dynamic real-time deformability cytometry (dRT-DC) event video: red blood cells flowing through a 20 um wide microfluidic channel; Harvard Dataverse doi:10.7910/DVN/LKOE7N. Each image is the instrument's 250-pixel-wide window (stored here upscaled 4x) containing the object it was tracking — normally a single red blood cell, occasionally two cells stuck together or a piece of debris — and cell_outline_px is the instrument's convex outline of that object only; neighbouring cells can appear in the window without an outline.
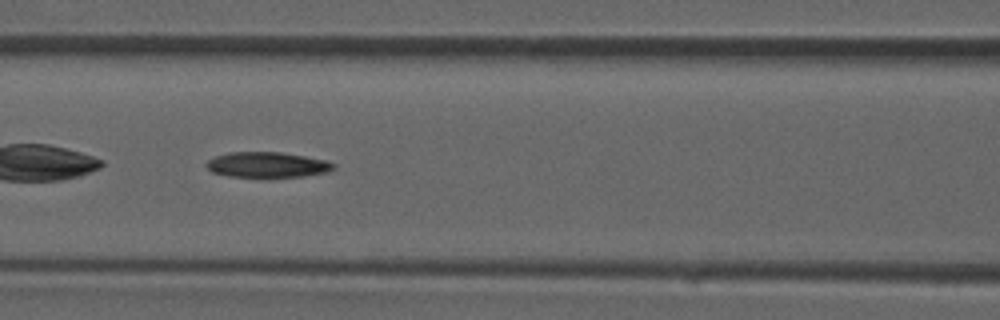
{"species": "common noctule bat (a hibernating species)", "species_latin": "Nyctalus noctula", "temperature_condition": "room temperature", "stored_images_in_passage": 27, "camera_frame_rate_fps": 3000, "um_per_image_px": 0.085, "animal": {"sex": "male", "forearm_length_mm": 52.5}, "frame": {"image": 1, "passage_image": 8, "time_ms": 2.333, "image_size_px": [1000, 320], "cell_outline_px": [[336, 168], [328, 172], [304, 176], [228, 176], [212, 172], [204, 164], [208, 160], [216, 156], [228, 152], [280, 152], [304, 156], [324, 160], [336, 164]], "centroid_in_image_um": [22.72, 13.99], "position_along_channel_um": 143.9, "area_um2": 18.61}}